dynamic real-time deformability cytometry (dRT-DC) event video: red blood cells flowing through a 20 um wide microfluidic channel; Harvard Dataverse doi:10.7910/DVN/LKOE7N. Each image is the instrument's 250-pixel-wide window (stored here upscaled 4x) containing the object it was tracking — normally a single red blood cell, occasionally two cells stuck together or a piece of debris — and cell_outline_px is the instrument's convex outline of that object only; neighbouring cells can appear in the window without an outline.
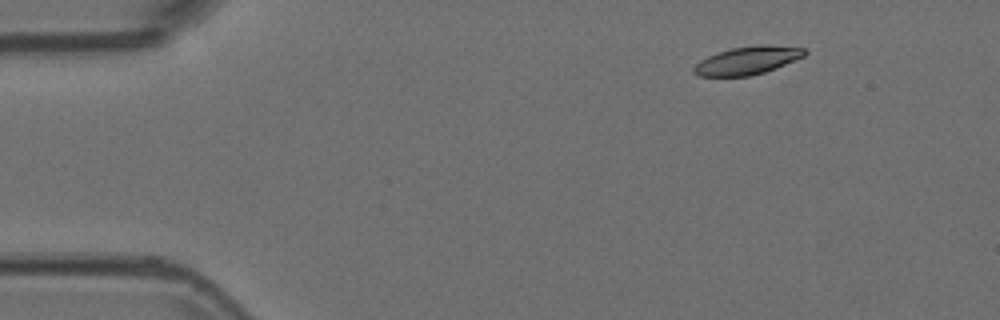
{"species": "Egyptian fruit bat (a non-hibernating species)", "species_latin": "Rousettus aegyptiacus", "temperature_condition": "room temperature", "stored_images_in_passage": 2, "camera_frame_rate_fps": 3000, "um_per_image_px": 0.085, "animal": {"sex": "female"}, "frame": {"image": 1, "passage_image": 1, "time_ms": 0.0, "image_size_px": [1000, 320], "cell_outline_px": [[808, 52], [804, 56], [776, 68], [764, 72], [748, 76], [700, 76], [692, 72], [692, 68], [700, 60], [708, 56], [732, 48], [760, 44], [768, 44], [804, 48]], "centroid_in_image_um": [63.54, 5.13], "position_along_channel_um": 21.5, "area_um2": 18.03}}